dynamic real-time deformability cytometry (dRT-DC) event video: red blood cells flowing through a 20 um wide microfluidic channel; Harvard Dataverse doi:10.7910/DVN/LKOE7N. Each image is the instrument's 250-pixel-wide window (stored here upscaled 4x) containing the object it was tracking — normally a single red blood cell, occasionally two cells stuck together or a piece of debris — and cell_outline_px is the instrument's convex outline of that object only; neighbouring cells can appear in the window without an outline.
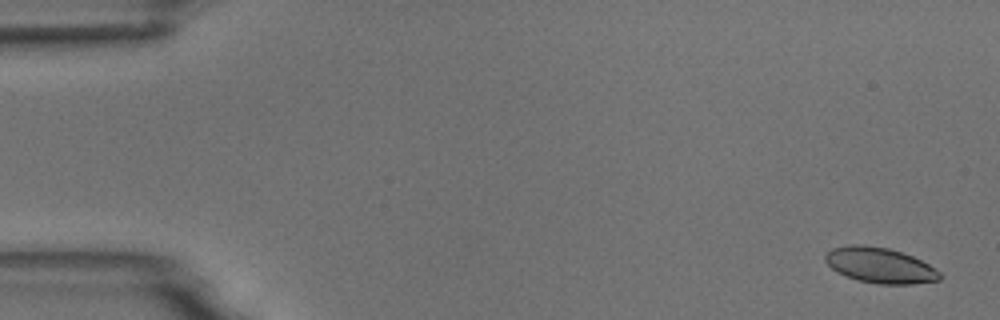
{"species": "common noctule bat (a hibernating species)", "species_latin": "Nyctalus noctula", "temperature_condition": "room temperature", "stored_images_in_passage": 5, "camera_frame_rate_fps": 3000, "um_per_image_px": 0.085, "animal": {"sex": "male", "body_mass_g": 18.8}, "frame": {"image": 1, "passage_image": 1, "time_ms": 0.0, "image_size_px": [1000, 320], "cell_outline_px": [[940, 280], [912, 284], [876, 284], [856, 280], [844, 276], [836, 272], [824, 260], [824, 256], [832, 248], [848, 244], [864, 244], [888, 248], [912, 256], [928, 264], [940, 272]], "centroid_in_image_um": [74.75, 22.55], "position_along_channel_um": 10.3, "area_um2": 23.81}}
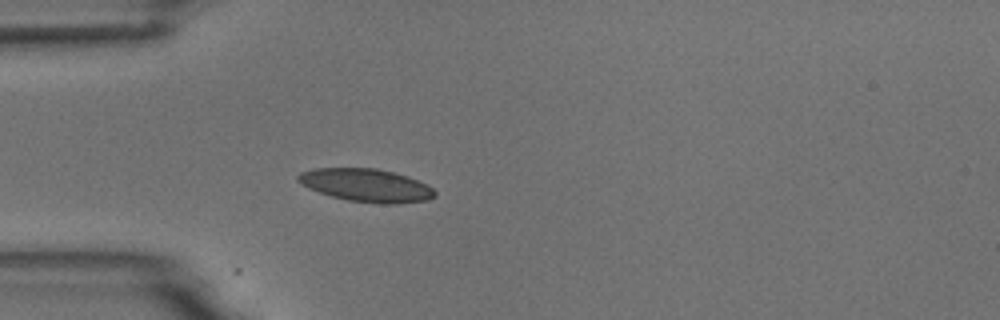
{"frame": {"image": 2, "passage_image": 5, "time_ms": 4.667, "image_size_px": [1000, 320], "cell_outline_px": [[436, 196], [428, 200], [396, 204], [380, 204], [348, 200], [332, 196], [308, 188], [300, 184], [296, 180], [296, 176], [300, 172], [312, 168], [376, 168], [396, 172], [408, 176], [428, 184], [436, 192]], "centroid_in_image_um": [31.14, 15.74], "position_along_channel_um": 53.9, "area_um2": 26.65}}